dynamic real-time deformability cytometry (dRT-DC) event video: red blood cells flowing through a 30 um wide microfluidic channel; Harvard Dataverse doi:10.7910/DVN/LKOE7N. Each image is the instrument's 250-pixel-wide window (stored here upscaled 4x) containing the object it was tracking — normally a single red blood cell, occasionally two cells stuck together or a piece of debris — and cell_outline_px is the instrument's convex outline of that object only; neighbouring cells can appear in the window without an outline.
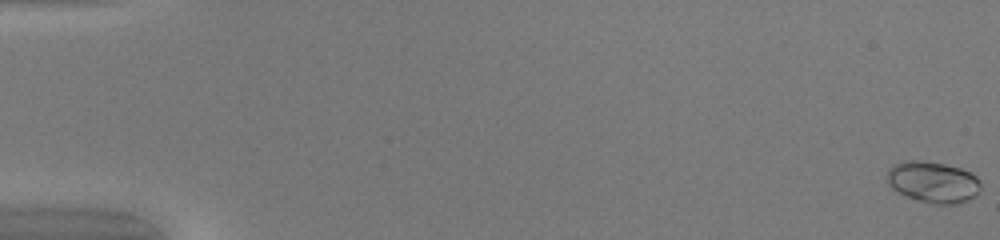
{"species": "common noctule bat (a hibernating species)", "species_latin": "Nyctalus noctula", "temperature_condition": "warm", "stored_images_in_passage": 51, "camera_frame_rate_fps": 3000, "um_per_image_px": 0.085, "animal": {"sex": "female", "body_mass_g": 20.0, "forearm_length_mm": 54.0}, "frame": {"image": 1, "passage_image": 1, "time_ms": 0.0, "image_size_px": [1000, 240], "cell_outline_px": [[980, 188], [968, 200], [956, 204], [936, 204], [920, 200], [908, 196], [892, 188], [888, 184], [888, 168], [904, 160], [920, 160], [944, 164], [960, 168], [972, 172], [976, 176], [980, 184]], "centroid_in_image_um": [79.31, 15.45], "position_along_channel_um": 5.7, "area_um2": 22.2}}
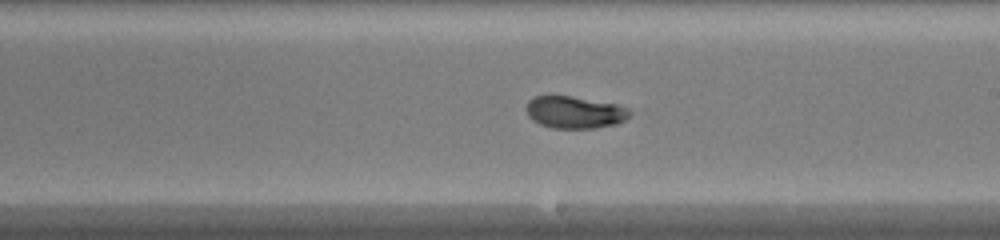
{"frame": {"image": 2, "passage_image": 31, "time_ms": 10.0, "image_size_px": [1000, 240], "cell_outline_px": [[632, 112], [624, 120], [616, 124], [596, 128], [552, 128], [540, 124], [532, 120], [528, 116], [524, 108], [528, 100], [532, 96], [568, 96], [616, 104], [628, 108]], "centroid_in_image_um": [48.8, 9.55], "position_along_channel_um": 240.2, "area_um2": 19.42}}
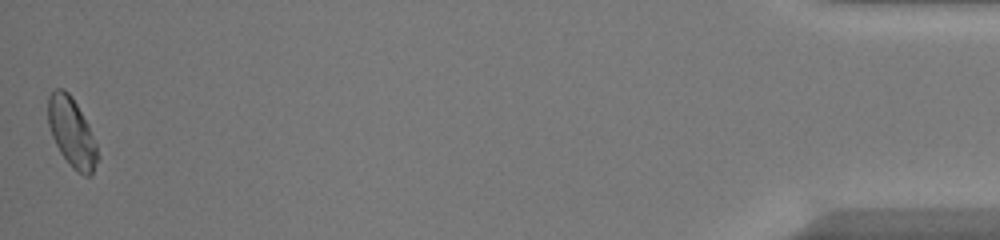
{"frame": {"image": 3, "passage_image": 51, "time_ms": 16.667, "image_size_px": [1000, 240], "cell_outline_px": [[100, 156], [92, 176], [84, 176], [76, 172], [72, 168], [60, 152], [52, 136], [48, 124], [48, 96], [56, 88], [64, 88], [72, 96], [88, 124], [96, 144]], "centroid_in_image_um": [6.12, 11.29], "position_along_channel_um": 429.1, "area_um2": 20.17}, "authors_computed_cell_mechanics": {"area_um2": 20.1722, "velocity_mm_per_s": 4.1756, "shape_relaxation_time_tau1_ms": 3.6678, "shape_relaxation_time_tau2_ms": null, "deformation_change_tau1": 0.1706, "deformation_change_tau2": null}}